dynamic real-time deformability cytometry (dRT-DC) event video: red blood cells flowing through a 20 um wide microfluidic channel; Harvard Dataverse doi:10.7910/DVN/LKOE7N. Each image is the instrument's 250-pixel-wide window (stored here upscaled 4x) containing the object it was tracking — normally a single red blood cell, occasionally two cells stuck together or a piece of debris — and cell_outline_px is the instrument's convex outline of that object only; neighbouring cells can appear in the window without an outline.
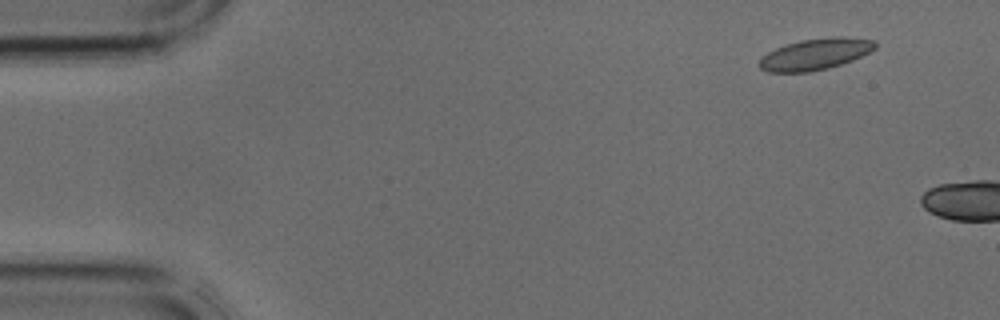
{"species": "common noctule bat (a hibernating species)", "species_latin": "Nyctalus noctula", "temperature_condition": "cold", "stored_images_in_passage": 2, "camera_frame_rate_fps": 3000, "um_per_image_px": 0.085, "animal": {"sex": "male", "body_mass_g": 17.9, "forearm_length_mm": 54.2}, "frame": {"image": 1, "passage_image": 1, "time_ms": 0.0, "image_size_px": [1000, 320], "cell_outline_px": [[876, 48], [852, 60], [828, 68], [808, 72], [768, 72], [760, 68], [760, 60], [768, 52], [784, 44], [800, 40], [832, 36], [844, 36], [872, 40], [876, 44]], "centroid_in_image_um": [69.29, 4.59], "position_along_channel_um": 15.7, "area_um2": 20.98}}